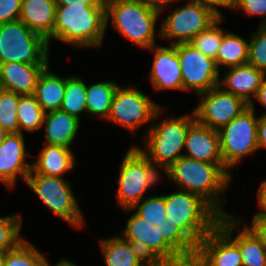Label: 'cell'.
<instances>
[{"instance_id": "6da1fadb", "label": "cell", "mask_w": 266, "mask_h": 266, "mask_svg": "<svg viewBox=\"0 0 266 266\" xmlns=\"http://www.w3.org/2000/svg\"><path fill=\"white\" fill-rule=\"evenodd\" d=\"M121 234L153 266H182L196 254L197 245L169 220L146 222L133 213Z\"/></svg>"}, {"instance_id": "7a4b0ae2", "label": "cell", "mask_w": 266, "mask_h": 266, "mask_svg": "<svg viewBox=\"0 0 266 266\" xmlns=\"http://www.w3.org/2000/svg\"><path fill=\"white\" fill-rule=\"evenodd\" d=\"M165 174L179 185V190L199 195L221 216L232 215L223 211L222 201L218 199L221 192L225 197L224 191L229 187L232 178L224 164L202 162L183 155Z\"/></svg>"}, {"instance_id": "3957f363", "label": "cell", "mask_w": 266, "mask_h": 266, "mask_svg": "<svg viewBox=\"0 0 266 266\" xmlns=\"http://www.w3.org/2000/svg\"><path fill=\"white\" fill-rule=\"evenodd\" d=\"M106 25V6H57L53 38L76 47H100Z\"/></svg>"}, {"instance_id": "277c9868", "label": "cell", "mask_w": 266, "mask_h": 266, "mask_svg": "<svg viewBox=\"0 0 266 266\" xmlns=\"http://www.w3.org/2000/svg\"><path fill=\"white\" fill-rule=\"evenodd\" d=\"M167 220L196 245L217 225L221 215L202 197L187 191L165 195Z\"/></svg>"}, {"instance_id": "5b68a950", "label": "cell", "mask_w": 266, "mask_h": 266, "mask_svg": "<svg viewBox=\"0 0 266 266\" xmlns=\"http://www.w3.org/2000/svg\"><path fill=\"white\" fill-rule=\"evenodd\" d=\"M195 115H180L166 117L149 126L143 142L145 148L139 150L157 168L160 166L165 172L182 154L185 147L186 135L189 127L195 122Z\"/></svg>"}, {"instance_id": "8992f818", "label": "cell", "mask_w": 266, "mask_h": 266, "mask_svg": "<svg viewBox=\"0 0 266 266\" xmlns=\"http://www.w3.org/2000/svg\"><path fill=\"white\" fill-rule=\"evenodd\" d=\"M106 25L109 18L113 27L141 48L155 45V26L160 10L142 0H105Z\"/></svg>"}, {"instance_id": "52a82bcc", "label": "cell", "mask_w": 266, "mask_h": 266, "mask_svg": "<svg viewBox=\"0 0 266 266\" xmlns=\"http://www.w3.org/2000/svg\"><path fill=\"white\" fill-rule=\"evenodd\" d=\"M49 45L20 20L0 24V64L49 65Z\"/></svg>"}, {"instance_id": "ba28073f", "label": "cell", "mask_w": 266, "mask_h": 266, "mask_svg": "<svg viewBox=\"0 0 266 266\" xmlns=\"http://www.w3.org/2000/svg\"><path fill=\"white\" fill-rule=\"evenodd\" d=\"M159 169L136 146L130 148L120 167L117 200L124 208L141 201L146 191L159 181Z\"/></svg>"}, {"instance_id": "9c48e42d", "label": "cell", "mask_w": 266, "mask_h": 266, "mask_svg": "<svg viewBox=\"0 0 266 266\" xmlns=\"http://www.w3.org/2000/svg\"><path fill=\"white\" fill-rule=\"evenodd\" d=\"M253 101L219 132L220 150L224 165L230 170L248 154H253L258 147L257 124Z\"/></svg>"}, {"instance_id": "30bf717a", "label": "cell", "mask_w": 266, "mask_h": 266, "mask_svg": "<svg viewBox=\"0 0 266 266\" xmlns=\"http://www.w3.org/2000/svg\"><path fill=\"white\" fill-rule=\"evenodd\" d=\"M25 182L55 216L72 227L81 228L84 225L81 208L73 195L71 185L63 177L41 175L31 169Z\"/></svg>"}, {"instance_id": "8fae6325", "label": "cell", "mask_w": 266, "mask_h": 266, "mask_svg": "<svg viewBox=\"0 0 266 266\" xmlns=\"http://www.w3.org/2000/svg\"><path fill=\"white\" fill-rule=\"evenodd\" d=\"M163 111L157 103L135 87H117L107 120L135 132L157 119Z\"/></svg>"}, {"instance_id": "7c38bea8", "label": "cell", "mask_w": 266, "mask_h": 266, "mask_svg": "<svg viewBox=\"0 0 266 266\" xmlns=\"http://www.w3.org/2000/svg\"><path fill=\"white\" fill-rule=\"evenodd\" d=\"M189 1L187 5L172 11L160 26L159 36L176 39L172 44L189 43L219 18L210 8Z\"/></svg>"}, {"instance_id": "4fadbf2b", "label": "cell", "mask_w": 266, "mask_h": 266, "mask_svg": "<svg viewBox=\"0 0 266 266\" xmlns=\"http://www.w3.org/2000/svg\"><path fill=\"white\" fill-rule=\"evenodd\" d=\"M182 72L183 91L193 90L197 95L219 85L220 70L216 61L202 54L190 43L176 44Z\"/></svg>"}, {"instance_id": "5bb4252c", "label": "cell", "mask_w": 266, "mask_h": 266, "mask_svg": "<svg viewBox=\"0 0 266 266\" xmlns=\"http://www.w3.org/2000/svg\"><path fill=\"white\" fill-rule=\"evenodd\" d=\"M198 96L202 99L193 111L195 120L217 131L249 106L241 97L225 91L219 85Z\"/></svg>"}, {"instance_id": "9a60e30c", "label": "cell", "mask_w": 266, "mask_h": 266, "mask_svg": "<svg viewBox=\"0 0 266 266\" xmlns=\"http://www.w3.org/2000/svg\"><path fill=\"white\" fill-rule=\"evenodd\" d=\"M194 266H243L239 247L216 226L198 244Z\"/></svg>"}, {"instance_id": "2e32d148", "label": "cell", "mask_w": 266, "mask_h": 266, "mask_svg": "<svg viewBox=\"0 0 266 266\" xmlns=\"http://www.w3.org/2000/svg\"><path fill=\"white\" fill-rule=\"evenodd\" d=\"M31 154L25 151L24 135L9 133L0 145V180L8 188H14L17 175L26 181L32 163H27L25 157Z\"/></svg>"}, {"instance_id": "e0dca14e", "label": "cell", "mask_w": 266, "mask_h": 266, "mask_svg": "<svg viewBox=\"0 0 266 266\" xmlns=\"http://www.w3.org/2000/svg\"><path fill=\"white\" fill-rule=\"evenodd\" d=\"M154 59L151 68L150 80L156 90L178 89L183 90L182 72L176 44L169 46H152Z\"/></svg>"}, {"instance_id": "ac0fdd59", "label": "cell", "mask_w": 266, "mask_h": 266, "mask_svg": "<svg viewBox=\"0 0 266 266\" xmlns=\"http://www.w3.org/2000/svg\"><path fill=\"white\" fill-rule=\"evenodd\" d=\"M240 223L238 217L224 215L217 226L239 247L243 266H266V249L246 224L235 237L232 236Z\"/></svg>"}, {"instance_id": "d6986e66", "label": "cell", "mask_w": 266, "mask_h": 266, "mask_svg": "<svg viewBox=\"0 0 266 266\" xmlns=\"http://www.w3.org/2000/svg\"><path fill=\"white\" fill-rule=\"evenodd\" d=\"M184 156L214 164H224L219 132L195 121L188 129Z\"/></svg>"}, {"instance_id": "ffe728a7", "label": "cell", "mask_w": 266, "mask_h": 266, "mask_svg": "<svg viewBox=\"0 0 266 266\" xmlns=\"http://www.w3.org/2000/svg\"><path fill=\"white\" fill-rule=\"evenodd\" d=\"M48 65L22 62L0 64V88L19 95H33L38 78Z\"/></svg>"}, {"instance_id": "44dd1931", "label": "cell", "mask_w": 266, "mask_h": 266, "mask_svg": "<svg viewBox=\"0 0 266 266\" xmlns=\"http://www.w3.org/2000/svg\"><path fill=\"white\" fill-rule=\"evenodd\" d=\"M224 75L219 81V86H223L225 91L241 97L248 104L252 102V98L255 97L265 76L261 70L249 63L229 67Z\"/></svg>"}, {"instance_id": "7402d4cb", "label": "cell", "mask_w": 266, "mask_h": 266, "mask_svg": "<svg viewBox=\"0 0 266 266\" xmlns=\"http://www.w3.org/2000/svg\"><path fill=\"white\" fill-rule=\"evenodd\" d=\"M55 0H22L20 21L50 43L56 16Z\"/></svg>"}, {"instance_id": "603a6c76", "label": "cell", "mask_w": 266, "mask_h": 266, "mask_svg": "<svg viewBox=\"0 0 266 266\" xmlns=\"http://www.w3.org/2000/svg\"><path fill=\"white\" fill-rule=\"evenodd\" d=\"M45 143L70 148L79 131L80 120L61 109L45 113Z\"/></svg>"}, {"instance_id": "cb8c5ba5", "label": "cell", "mask_w": 266, "mask_h": 266, "mask_svg": "<svg viewBox=\"0 0 266 266\" xmlns=\"http://www.w3.org/2000/svg\"><path fill=\"white\" fill-rule=\"evenodd\" d=\"M106 266H153L142 252L122 236L100 240Z\"/></svg>"}, {"instance_id": "d4e9b609", "label": "cell", "mask_w": 266, "mask_h": 266, "mask_svg": "<svg viewBox=\"0 0 266 266\" xmlns=\"http://www.w3.org/2000/svg\"><path fill=\"white\" fill-rule=\"evenodd\" d=\"M38 159L32 162V170L41 175L63 177L74 168V155L70 148L61 145L46 144L40 151Z\"/></svg>"}, {"instance_id": "484cf974", "label": "cell", "mask_w": 266, "mask_h": 266, "mask_svg": "<svg viewBox=\"0 0 266 266\" xmlns=\"http://www.w3.org/2000/svg\"><path fill=\"white\" fill-rule=\"evenodd\" d=\"M66 89V78L58 77L49 70H43L37 81L34 96L45 113L60 109Z\"/></svg>"}, {"instance_id": "4316f807", "label": "cell", "mask_w": 266, "mask_h": 266, "mask_svg": "<svg viewBox=\"0 0 266 266\" xmlns=\"http://www.w3.org/2000/svg\"><path fill=\"white\" fill-rule=\"evenodd\" d=\"M248 51L247 40L232 32H226L215 60L218 69L223 65L229 68L248 63Z\"/></svg>"}, {"instance_id": "83f0119b", "label": "cell", "mask_w": 266, "mask_h": 266, "mask_svg": "<svg viewBox=\"0 0 266 266\" xmlns=\"http://www.w3.org/2000/svg\"><path fill=\"white\" fill-rule=\"evenodd\" d=\"M117 87V83L113 81L99 82L87 86V112L93 115H99L101 118L107 120Z\"/></svg>"}, {"instance_id": "f1b7e54d", "label": "cell", "mask_w": 266, "mask_h": 266, "mask_svg": "<svg viewBox=\"0 0 266 266\" xmlns=\"http://www.w3.org/2000/svg\"><path fill=\"white\" fill-rule=\"evenodd\" d=\"M45 112L36 101L34 95H20L17 107L19 133L23 130L36 132L43 125Z\"/></svg>"}, {"instance_id": "f546056e", "label": "cell", "mask_w": 266, "mask_h": 266, "mask_svg": "<svg viewBox=\"0 0 266 266\" xmlns=\"http://www.w3.org/2000/svg\"><path fill=\"white\" fill-rule=\"evenodd\" d=\"M86 89L87 85L78 76L66 77V89L60 109L80 120L81 112H87Z\"/></svg>"}, {"instance_id": "4dcf8cb0", "label": "cell", "mask_w": 266, "mask_h": 266, "mask_svg": "<svg viewBox=\"0 0 266 266\" xmlns=\"http://www.w3.org/2000/svg\"><path fill=\"white\" fill-rule=\"evenodd\" d=\"M48 263L45 255L23 239L13 250L6 251L4 266H47Z\"/></svg>"}, {"instance_id": "1f68e13d", "label": "cell", "mask_w": 266, "mask_h": 266, "mask_svg": "<svg viewBox=\"0 0 266 266\" xmlns=\"http://www.w3.org/2000/svg\"><path fill=\"white\" fill-rule=\"evenodd\" d=\"M223 17H219L206 30L201 31L189 42L205 56L216 60L225 32L219 27Z\"/></svg>"}, {"instance_id": "d6a6232c", "label": "cell", "mask_w": 266, "mask_h": 266, "mask_svg": "<svg viewBox=\"0 0 266 266\" xmlns=\"http://www.w3.org/2000/svg\"><path fill=\"white\" fill-rule=\"evenodd\" d=\"M20 95L0 88V125L9 133H19L17 107Z\"/></svg>"}, {"instance_id": "836d02e7", "label": "cell", "mask_w": 266, "mask_h": 266, "mask_svg": "<svg viewBox=\"0 0 266 266\" xmlns=\"http://www.w3.org/2000/svg\"><path fill=\"white\" fill-rule=\"evenodd\" d=\"M135 209V213L146 222L167 220L165 195L149 196L135 203L131 208H124L126 211Z\"/></svg>"}, {"instance_id": "e575fe53", "label": "cell", "mask_w": 266, "mask_h": 266, "mask_svg": "<svg viewBox=\"0 0 266 266\" xmlns=\"http://www.w3.org/2000/svg\"><path fill=\"white\" fill-rule=\"evenodd\" d=\"M22 217L19 213L13 216L0 217V251L13 250L23 239L20 237Z\"/></svg>"}, {"instance_id": "d590c367", "label": "cell", "mask_w": 266, "mask_h": 266, "mask_svg": "<svg viewBox=\"0 0 266 266\" xmlns=\"http://www.w3.org/2000/svg\"><path fill=\"white\" fill-rule=\"evenodd\" d=\"M249 41L248 63L266 75V25L251 34Z\"/></svg>"}, {"instance_id": "8d00e7d4", "label": "cell", "mask_w": 266, "mask_h": 266, "mask_svg": "<svg viewBox=\"0 0 266 266\" xmlns=\"http://www.w3.org/2000/svg\"><path fill=\"white\" fill-rule=\"evenodd\" d=\"M231 9H242L248 15L262 16L261 24L266 25V0H232Z\"/></svg>"}, {"instance_id": "74e56055", "label": "cell", "mask_w": 266, "mask_h": 266, "mask_svg": "<svg viewBox=\"0 0 266 266\" xmlns=\"http://www.w3.org/2000/svg\"><path fill=\"white\" fill-rule=\"evenodd\" d=\"M22 0H0V24L20 19Z\"/></svg>"}, {"instance_id": "f35d334b", "label": "cell", "mask_w": 266, "mask_h": 266, "mask_svg": "<svg viewBox=\"0 0 266 266\" xmlns=\"http://www.w3.org/2000/svg\"><path fill=\"white\" fill-rule=\"evenodd\" d=\"M251 226H247L260 240L266 249V211L257 212L251 221Z\"/></svg>"}, {"instance_id": "ab89813d", "label": "cell", "mask_w": 266, "mask_h": 266, "mask_svg": "<svg viewBox=\"0 0 266 266\" xmlns=\"http://www.w3.org/2000/svg\"><path fill=\"white\" fill-rule=\"evenodd\" d=\"M192 2H196L200 5L210 8L219 17H223L218 10L219 7H224L226 9H231L232 7V0H192Z\"/></svg>"}, {"instance_id": "60d3db41", "label": "cell", "mask_w": 266, "mask_h": 266, "mask_svg": "<svg viewBox=\"0 0 266 266\" xmlns=\"http://www.w3.org/2000/svg\"><path fill=\"white\" fill-rule=\"evenodd\" d=\"M57 6H106L105 0H55Z\"/></svg>"}, {"instance_id": "b9f144b4", "label": "cell", "mask_w": 266, "mask_h": 266, "mask_svg": "<svg viewBox=\"0 0 266 266\" xmlns=\"http://www.w3.org/2000/svg\"><path fill=\"white\" fill-rule=\"evenodd\" d=\"M257 139L259 149L266 148V115H261L258 118Z\"/></svg>"}, {"instance_id": "7bdbcfd3", "label": "cell", "mask_w": 266, "mask_h": 266, "mask_svg": "<svg viewBox=\"0 0 266 266\" xmlns=\"http://www.w3.org/2000/svg\"><path fill=\"white\" fill-rule=\"evenodd\" d=\"M254 98L260 103V105L266 108V75L263 77L260 87ZM262 115H266V112Z\"/></svg>"}, {"instance_id": "ee69618b", "label": "cell", "mask_w": 266, "mask_h": 266, "mask_svg": "<svg viewBox=\"0 0 266 266\" xmlns=\"http://www.w3.org/2000/svg\"><path fill=\"white\" fill-rule=\"evenodd\" d=\"M258 206L263 211H266V180H264L258 189Z\"/></svg>"}, {"instance_id": "f6af8a7d", "label": "cell", "mask_w": 266, "mask_h": 266, "mask_svg": "<svg viewBox=\"0 0 266 266\" xmlns=\"http://www.w3.org/2000/svg\"><path fill=\"white\" fill-rule=\"evenodd\" d=\"M142 1L147 5H150L153 8H156L160 10V12H162L163 10H165L164 8H166V5L168 6V4L173 3L176 0H142Z\"/></svg>"}, {"instance_id": "bcb514c9", "label": "cell", "mask_w": 266, "mask_h": 266, "mask_svg": "<svg viewBox=\"0 0 266 266\" xmlns=\"http://www.w3.org/2000/svg\"><path fill=\"white\" fill-rule=\"evenodd\" d=\"M49 264L50 263H48L47 266H50ZM54 266H78V265L73 264V262H71V261H69L67 259H62L58 263H56Z\"/></svg>"}, {"instance_id": "7dc6e473", "label": "cell", "mask_w": 266, "mask_h": 266, "mask_svg": "<svg viewBox=\"0 0 266 266\" xmlns=\"http://www.w3.org/2000/svg\"><path fill=\"white\" fill-rule=\"evenodd\" d=\"M8 133L0 125V145L4 142L5 137Z\"/></svg>"}, {"instance_id": "c3c4849f", "label": "cell", "mask_w": 266, "mask_h": 266, "mask_svg": "<svg viewBox=\"0 0 266 266\" xmlns=\"http://www.w3.org/2000/svg\"><path fill=\"white\" fill-rule=\"evenodd\" d=\"M5 258H6V252L0 251V266H4Z\"/></svg>"}, {"instance_id": "681fc988", "label": "cell", "mask_w": 266, "mask_h": 266, "mask_svg": "<svg viewBox=\"0 0 266 266\" xmlns=\"http://www.w3.org/2000/svg\"><path fill=\"white\" fill-rule=\"evenodd\" d=\"M182 266H194V265L191 262H188V263H186V264H184Z\"/></svg>"}]
</instances>
